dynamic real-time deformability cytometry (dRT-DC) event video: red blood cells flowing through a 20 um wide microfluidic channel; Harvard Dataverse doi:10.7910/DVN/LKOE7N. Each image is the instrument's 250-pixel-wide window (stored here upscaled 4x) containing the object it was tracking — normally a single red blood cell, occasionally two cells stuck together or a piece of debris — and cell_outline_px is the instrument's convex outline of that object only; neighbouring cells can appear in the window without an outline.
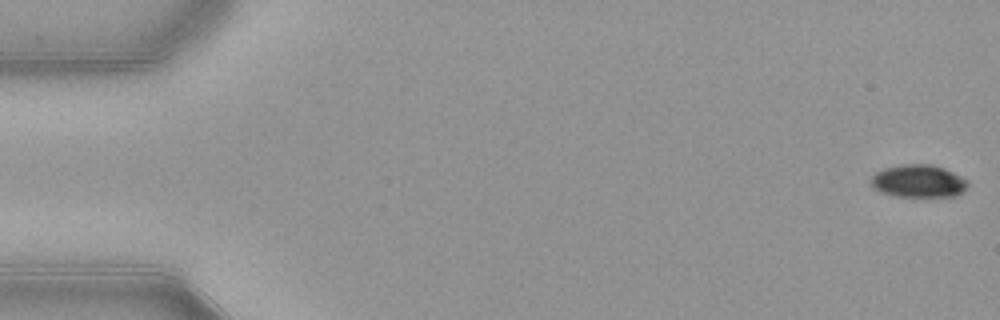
{"species": "common noctule bat (a hibernating species)", "species_latin": "Nyctalus noctula", "temperature_condition": "warm", "stored_images_in_passage": 53, "camera_frame_rate_fps": 3000, "um_per_image_px": 0.085, "animal": {"sex": "female", "body_mass_g": 21.9}, "frame": {"image": 1, "passage_image": 1, "time_ms": 0.0, "image_size_px": [1000, 320], "cell_outline_px": [[968, 184], [956, 196], [896, 196], [880, 192], [872, 184], [872, 176], [876, 172], [884, 168], [904, 164], [932, 164], [944, 168], [968, 180]], "centroid_in_image_um": [78.07, 15.38], "position_along_channel_um": 6.9, "area_um2": 18.15}}
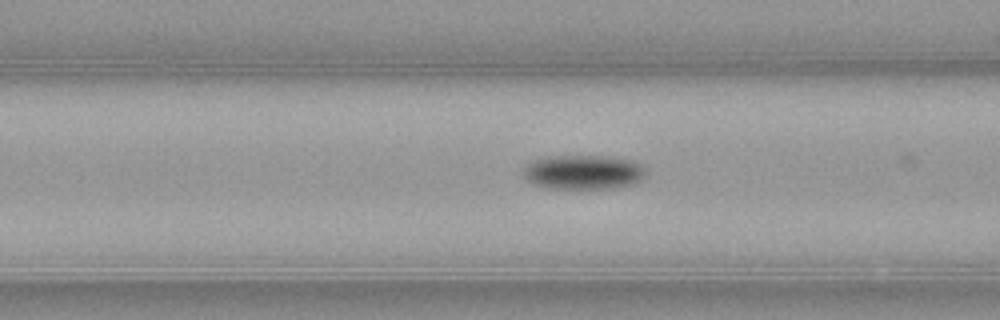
{"frame": {"image": 2, "passage_image": 21, "time_ms": 6.667, "image_size_px": [1000, 320], "cell_outline_px": [[644, 176], [636, 184], [612, 188], [544, 188], [532, 184], [520, 172], [532, 160], [544, 156], [604, 156], [632, 160], [640, 164], [644, 168]], "centroid_in_image_um": [49.54, 14.63], "position_along_channel_um": 117.1, "area_um2": 24.74}}
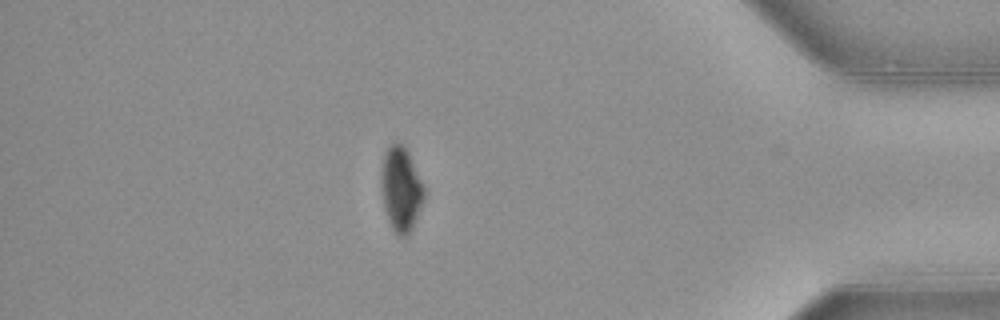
{"frame": {"image": 3, "passage_image": 46, "time_ms": 15.0, "image_size_px": [1000, 320], "cell_outline_px": [[424, 200], [408, 232], [404, 236], [400, 236], [392, 228], [388, 220], [384, 208], [380, 184], [380, 180], [384, 152], [396, 140], [408, 152], [424, 188]], "centroid_in_image_um": [34.04, 16.04], "position_along_channel_um": 401.2, "area_um2": 20.52}, "authors_computed_cell_mechanics": {"area_um2": 21.9062, "velocity_mm_per_s": 3.9194, "shape_relaxation_time_tau1_ms": 2.1356, "shape_relaxation_time_tau2_ms": null, "deformation_change_tau1": 0.0905, "deformation_change_tau2": null}}